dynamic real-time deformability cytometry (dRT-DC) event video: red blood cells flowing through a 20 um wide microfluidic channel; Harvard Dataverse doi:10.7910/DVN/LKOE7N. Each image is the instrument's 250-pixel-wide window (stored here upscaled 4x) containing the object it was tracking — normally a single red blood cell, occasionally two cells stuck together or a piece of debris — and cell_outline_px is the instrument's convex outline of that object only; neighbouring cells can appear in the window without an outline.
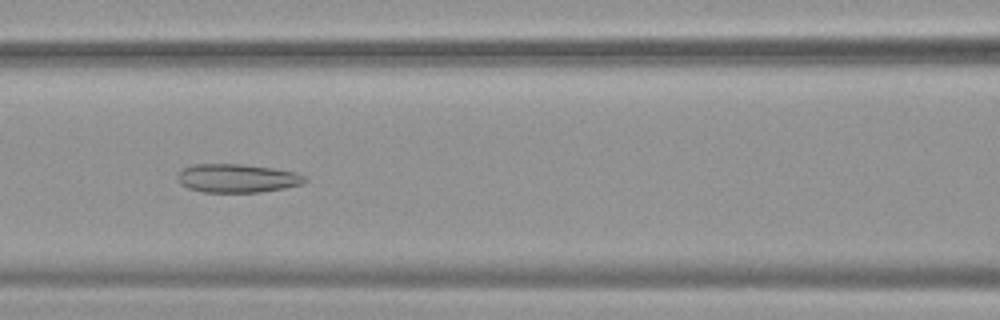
{"species": "common noctule bat (a hibernating species)", "species_latin": "Nyctalus noctula", "temperature_condition": "warm", "stored_images_in_passage": 46, "camera_frame_rate_fps": 3000, "um_per_image_px": 0.085, "animal": {"sex": "female", "body_mass_g": 19.9}, "frame": {"image": 1, "passage_image": 22, "time_ms": 7.0, "image_size_px": [1000, 320], "cell_outline_px": [[308, 180], [300, 184], [284, 188], [260, 192], [204, 192], [188, 188], [176, 176], [180, 168], [192, 164], [244, 164], [300, 172], [308, 176]], "centroid_in_image_um": [20.2, 15.13], "position_along_channel_um": 146.4, "area_um2": 21.39}}
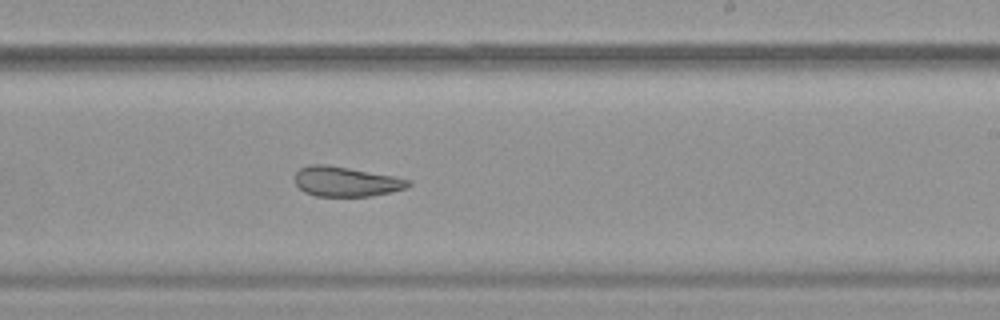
{"frame": {"image": 2, "passage_image": 31, "time_ms": 10.0, "image_size_px": [1000, 320], "cell_outline_px": [[412, 184], [408, 188], [392, 192], [372, 196], [316, 196], [304, 192], [296, 184], [292, 176], [300, 168], [308, 164], [324, 164], [348, 168], [392, 176], [412, 180]], "centroid_in_image_um": [29.4, 15.44], "position_along_channel_um": 259.6, "area_um2": 19.88}}
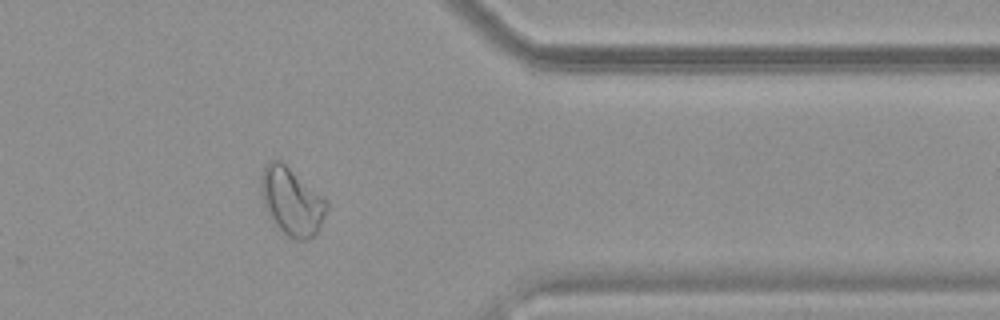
{"frame": {"image": 3, "passage_image": 42, "time_ms": 13.667, "image_size_px": [1000, 320], "cell_outline_px": [[328, 208], [320, 228], [308, 240], [296, 240], [288, 236], [268, 216], [264, 208], [260, 192], [260, 176], [264, 168], [272, 160], [280, 160], [324, 196], [328, 204]], "centroid_in_image_um": [24.79, 17.12], "position_along_channel_um": 386.6, "area_um2": 25.95}, "authors_computed_cell_mechanics": {"area_um2": 23.4668, "velocity_mm_per_s": 3.7903, "shape_relaxation_time_tau1_ms": null, "shape_relaxation_time_tau2_ms": 1.8315, "deformation_change_tau1": null, "deformation_change_tau2": 0.0906}}